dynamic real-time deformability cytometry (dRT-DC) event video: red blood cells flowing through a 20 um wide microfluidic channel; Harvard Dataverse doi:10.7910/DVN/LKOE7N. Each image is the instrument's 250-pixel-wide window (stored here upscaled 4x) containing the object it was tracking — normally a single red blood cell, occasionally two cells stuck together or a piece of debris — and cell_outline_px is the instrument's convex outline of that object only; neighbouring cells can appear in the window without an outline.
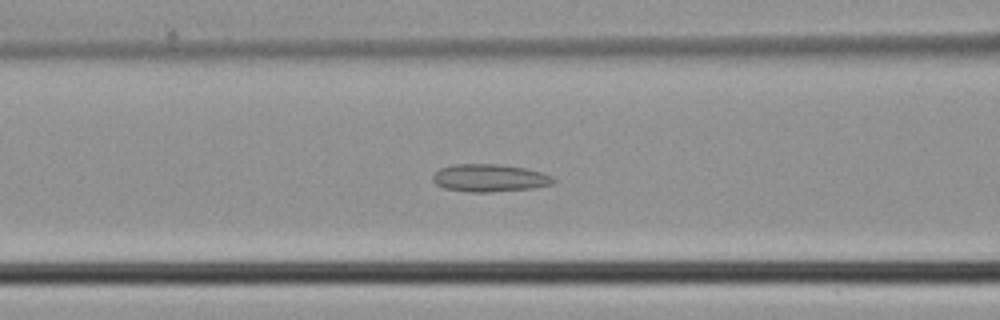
{"species": "common noctule bat (a hibernating species)", "species_latin": "Nyctalus noctula", "temperature_condition": "cold", "stored_images_in_passage": 46, "camera_frame_rate_fps": 3000, "um_per_image_px": 0.085, "animal": {"sex": "male", "body_mass_g": 21.5, "forearm_length_mm": 52.0}, "frame": {"image": 1, "passage_image": 19, "time_ms": 6.0, "image_size_px": [1000, 320], "cell_outline_px": [[556, 180], [552, 184], [532, 188], [488, 192], [468, 192], [444, 188], [436, 184], [432, 180], [432, 176], [440, 168], [452, 164], [500, 164], [524, 168], [540, 172], [552, 176]], "centroid_in_image_um": [41.58, 15.12], "position_along_channel_um": 125.0, "area_um2": 19.36}}
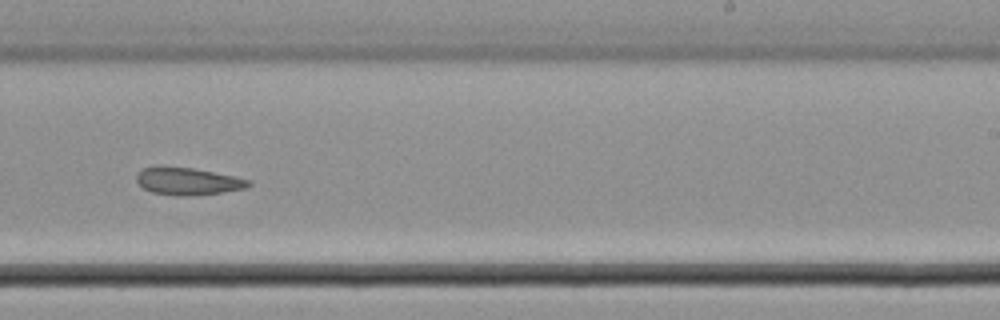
{"frame": {"image": 2, "passage_image": 29, "time_ms": 9.333, "image_size_px": [1000, 320], "cell_outline_px": [[252, 184], [248, 188], [220, 192], [188, 196], [180, 196], [152, 192], [144, 188], [136, 180], [136, 176], [144, 168], [192, 168], [252, 180]], "centroid_in_image_um": [16.03, 15.43], "position_along_channel_um": 273.0, "area_um2": 17.22}}
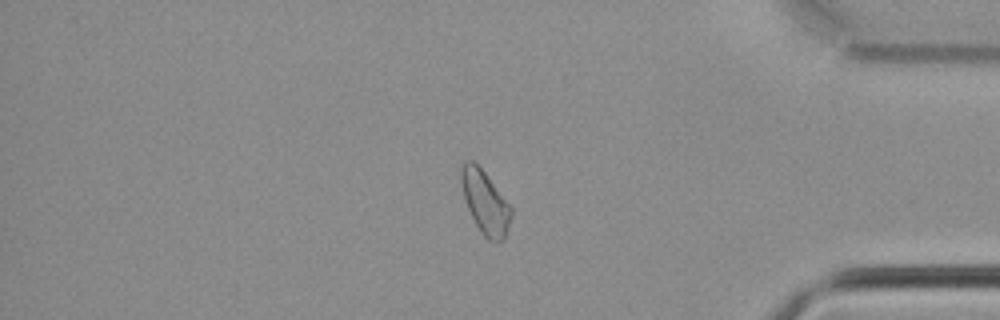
{"frame": {"image": 3, "passage_image": 39, "time_ms": 12.667, "image_size_px": [1000, 320], "cell_outline_px": [[512, 216], [504, 240], [488, 240], [480, 232], [468, 208], [464, 196], [460, 180], [460, 168], [464, 160], [472, 160], [484, 172], [512, 208]], "centroid_in_image_um": [41.23, 17.19], "position_along_channel_um": 394.0, "area_um2": 18.09}}